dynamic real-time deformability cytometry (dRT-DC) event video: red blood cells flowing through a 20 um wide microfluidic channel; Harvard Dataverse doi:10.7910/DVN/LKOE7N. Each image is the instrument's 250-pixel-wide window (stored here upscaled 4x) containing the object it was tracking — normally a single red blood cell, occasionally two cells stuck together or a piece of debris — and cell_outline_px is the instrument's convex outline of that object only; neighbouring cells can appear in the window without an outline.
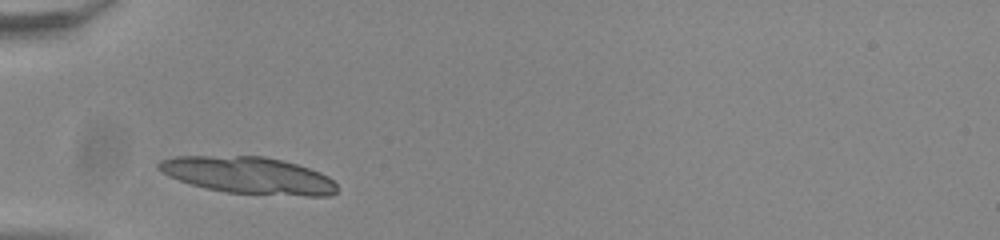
{"species": "common noctule bat (a hibernating species)", "species_latin": "Nyctalus noctula", "temperature_condition": "room temperature", "stored_images_in_passage": 28, "segment_of_instrument_passage": [1, 3], "camera_frame_rate_fps": 3000, "um_per_image_px": 0.085, "animal": {"sex": "male", "body_mass_g": 20.0, "forearm_length_mm": 53.3}, "frame": {"image": 1, "passage_image": 1, "time_ms": 0.0, "image_size_px": [1000, 240], "cell_outline_px": [[332, 192], [292, 192], [280, 188], [256, 160], [272, 160], [304, 168], [324, 176], [332, 184]], "centroid_in_image_um": [25.13, 15.1], "position_along_channel_um": 59.9, "area_um2": 10.46}}
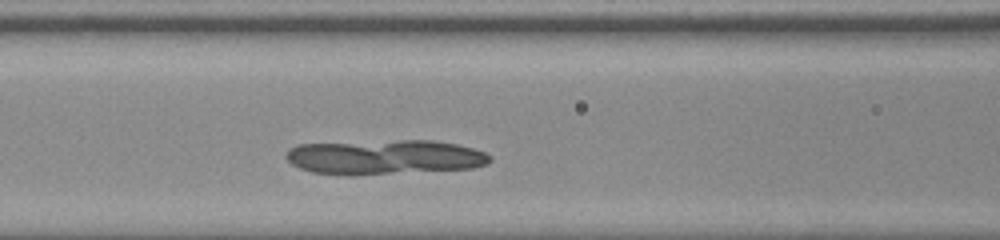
{"frame": {"image": 2, "passage_image": 7, "time_ms": 2.0, "image_size_px": [1000, 240], "cell_outline_px": [[488, 160], [480, 164], [452, 168], [432, 168], [412, 164], [396, 144], [444, 144], [464, 148], [480, 152]], "centroid_in_image_um": [37.49, 13.24], "position_along_channel_um": 129.1, "area_um2": 11.62}}
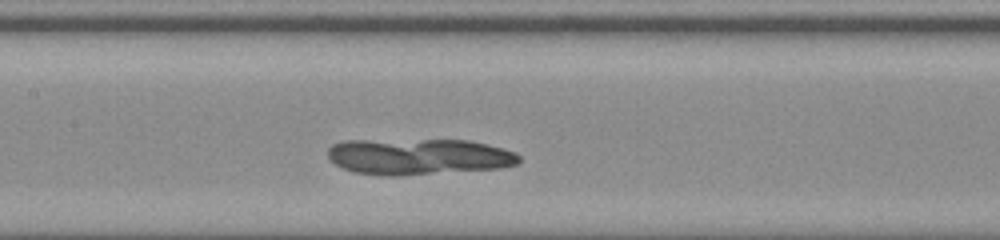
{"frame": {"image": 3, "passage_image": 10, "time_ms": 3.0, "image_size_px": [1000, 240], "cell_outline_px": [[428, 168], [408, 172], [372, 172], [352, 168], [336, 160], [332, 152], [332, 148], [340, 144], [376, 144], [392, 148], [404, 152]], "centroid_in_image_um": [31.92, 13.47], "position_along_channel_um": 175.5, "area_um2": 13.81}}